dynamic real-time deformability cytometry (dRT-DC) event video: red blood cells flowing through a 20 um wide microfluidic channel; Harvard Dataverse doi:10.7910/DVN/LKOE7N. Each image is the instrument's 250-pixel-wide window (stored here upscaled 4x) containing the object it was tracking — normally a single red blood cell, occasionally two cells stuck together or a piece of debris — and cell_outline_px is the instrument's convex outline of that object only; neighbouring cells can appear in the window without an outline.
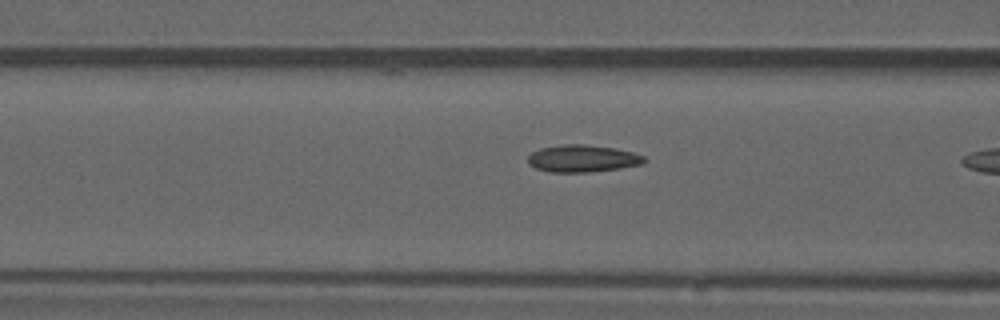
{"species": "common noctule bat (a hibernating species)", "species_latin": "Nyctalus noctula", "temperature_condition": "warm", "stored_images_in_passage": 12, "camera_frame_rate_fps": 3000, "um_per_image_px": 0.085, "animal": {"sex": "male", "forearm_length_mm": 52.5}, "frame": {"image": 1, "passage_image": 10, "time_ms": 3.0, "image_size_px": [1000, 320], "cell_outline_px": [[648, 160], [644, 164], [620, 168], [592, 172], [548, 172], [536, 168], [528, 164], [528, 156], [532, 152], [540, 148], [564, 144], [584, 144], [616, 148], [632, 152], [644, 156]], "centroid_in_image_um": [49.54, 13.47], "position_along_channel_um": 117.1, "area_um2": 18.61}}